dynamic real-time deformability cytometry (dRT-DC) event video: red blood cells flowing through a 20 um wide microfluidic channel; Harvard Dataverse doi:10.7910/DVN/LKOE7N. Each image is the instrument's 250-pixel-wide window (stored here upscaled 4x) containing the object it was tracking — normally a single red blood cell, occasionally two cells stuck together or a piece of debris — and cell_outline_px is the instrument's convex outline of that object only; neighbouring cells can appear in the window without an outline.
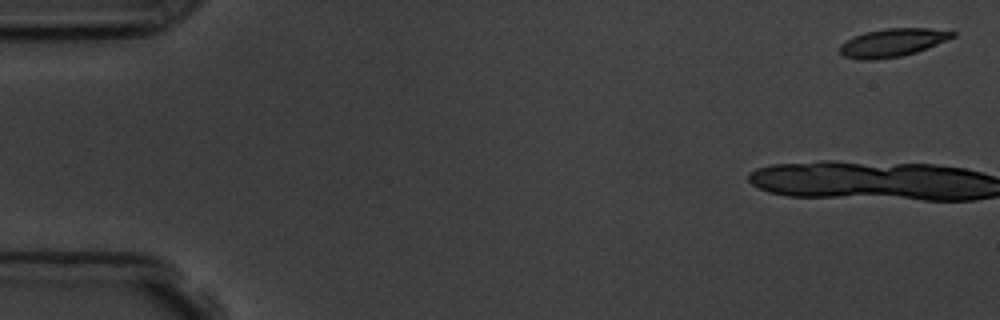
{"species": "common noctule bat (a hibernating species)", "species_latin": "Nyctalus noctula", "temperature_condition": "room temperature", "stored_images_in_passage": 6, "camera_frame_rate_fps": 3000, "um_per_image_px": 0.085, "animal": {"sex": "male", "body_mass_g": 19.5, "forearm_length_mm": 54.6}, "frame": {"image": 1, "passage_image": 1, "time_ms": 0.0, "image_size_px": [1000, 320], "cell_outline_px": [[956, 36], [916, 52], [900, 56], [876, 60], [860, 60], [844, 56], [840, 52], [840, 44], [852, 36], [864, 32], [884, 28], [928, 28], [956, 32]], "centroid_in_image_um": [75.82, 3.62], "position_along_channel_um": 9.2, "area_um2": 18.5}}